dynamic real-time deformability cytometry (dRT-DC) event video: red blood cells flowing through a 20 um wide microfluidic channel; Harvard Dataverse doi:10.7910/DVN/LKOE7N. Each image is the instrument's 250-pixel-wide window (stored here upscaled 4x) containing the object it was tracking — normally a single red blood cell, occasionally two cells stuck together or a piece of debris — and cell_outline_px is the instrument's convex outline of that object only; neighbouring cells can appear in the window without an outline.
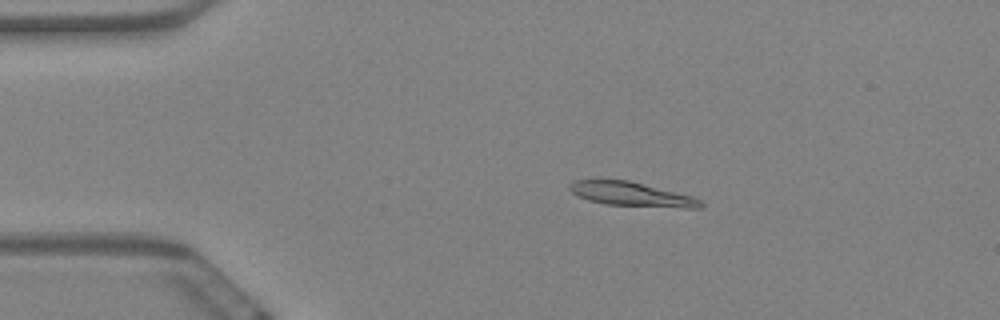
{"species": "Egyptian fruit bat (a non-hibernating species)", "species_latin": "Rousettus aegyptiacus", "temperature_condition": "warm", "stored_images_in_passage": 59, "camera_frame_rate_fps": 3000, "um_per_image_px": 0.085, "animal": {"sex": "female"}, "frame": {"image": 1, "passage_image": 12, "time_ms": 3.667, "image_size_px": [1000, 320], "cell_outline_px": [[704, 204], [700, 208], [684, 208], [604, 204], [588, 200], [572, 192], [568, 188], [568, 184], [576, 180], [628, 180], [692, 196], [700, 200]], "centroid_in_image_um": [53.68, 16.51], "position_along_channel_um": 31.3, "area_um2": 18.21}}
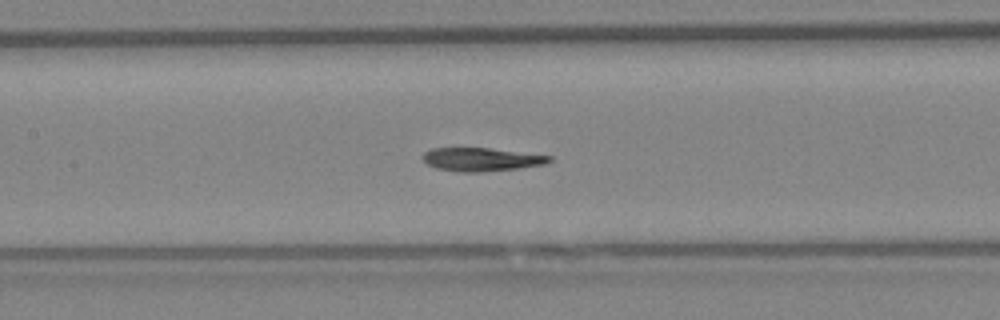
{"frame": {"image": 2, "passage_image": 28, "time_ms": 9.0, "image_size_px": [1000, 320], "cell_outline_px": [[552, 160], [544, 164], [520, 168], [484, 172], [460, 172], [436, 168], [428, 164], [420, 156], [424, 152], [432, 148], [488, 148], [552, 156]], "centroid_in_image_um": [40.89, 13.55], "position_along_channel_um": 166.5, "area_um2": 17.22}}
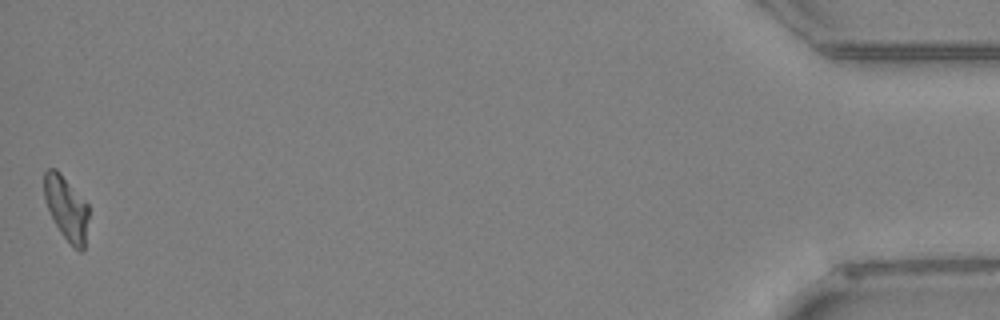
{"frame": {"image": 3, "passage_image": 59, "time_ms": 19.333, "image_size_px": [1000, 320], "cell_outline_px": [[88, 216], [84, 248], [80, 252], [72, 248], [60, 232], [44, 200], [44, 172], [48, 168], [56, 168], [60, 172], [88, 204]], "centroid_in_image_um": [5.64, 17.7], "position_along_channel_um": 429.6, "area_um2": 16.59}, "authors_computed_cell_mechanics": {"area_um2": 17.9758, "velocity_mm_per_s": 3.4791, "shape_relaxation_time_tau1_ms": 10.3282, "shape_relaxation_time_tau2_ms": 9.3689, "deformation_change_tau1": 0.2961, "deformation_change_tau2": 0.1663}}